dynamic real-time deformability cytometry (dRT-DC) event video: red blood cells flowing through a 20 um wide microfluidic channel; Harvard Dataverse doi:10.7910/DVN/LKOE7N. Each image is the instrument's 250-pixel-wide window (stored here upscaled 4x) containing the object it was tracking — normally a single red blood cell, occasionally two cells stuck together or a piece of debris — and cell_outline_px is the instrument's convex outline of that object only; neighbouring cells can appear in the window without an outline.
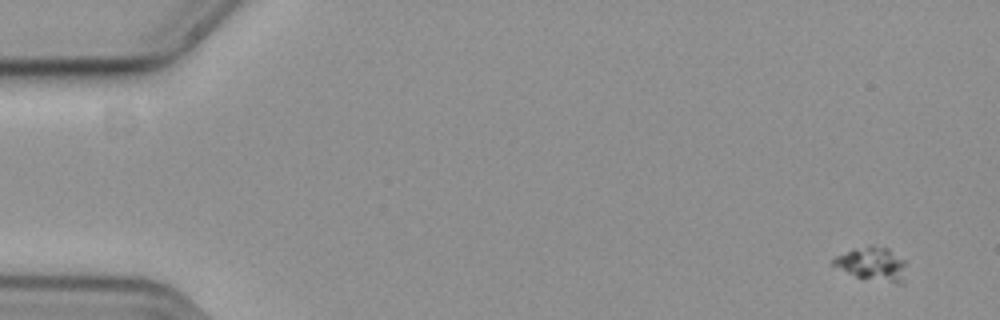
{"species": "common noctule bat (a hibernating species)", "species_latin": "Nyctalus noctula", "temperature_condition": "cold", "stored_images_in_passage": 56, "camera_frame_rate_fps": 3000, "um_per_image_px": 0.085, "animal": {"sex": "female", "body_mass_g": 19.3, "forearm_length_mm": 54.1}, "frame": {"image": 1, "passage_image": 1, "time_ms": 0.0, "image_size_px": [1000, 320], "cell_outline_px": [[904, 284], [896, 284], [856, 276], [832, 264], [832, 260], [836, 256], [852, 248], [872, 244], [888, 248], [904, 260]], "centroid_in_image_um": [74.16, 22.41], "position_along_channel_um": 10.8, "area_um2": 14.22}}
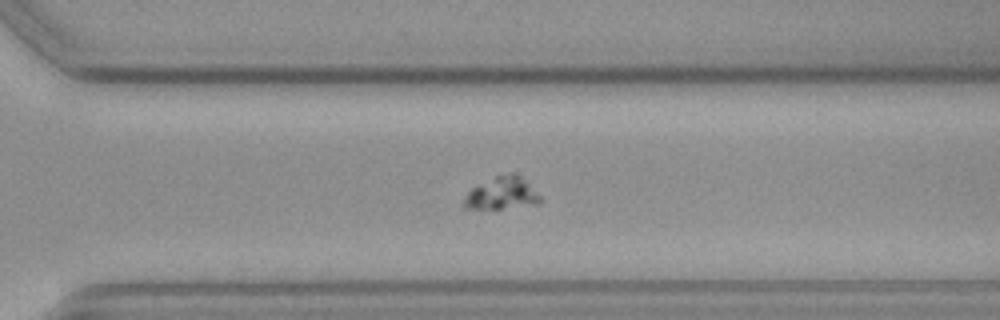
{"frame": {"image": 2, "passage_image": 39, "time_ms": 12.667, "image_size_px": [1000, 320], "cell_outline_px": [[540, 204], [500, 208], [464, 208], [464, 196], [472, 188], [496, 176], [512, 172], [516, 172], [540, 196]], "centroid_in_image_um": [42.66, 16.43], "position_along_channel_um": 327.9, "area_um2": 13.99}}
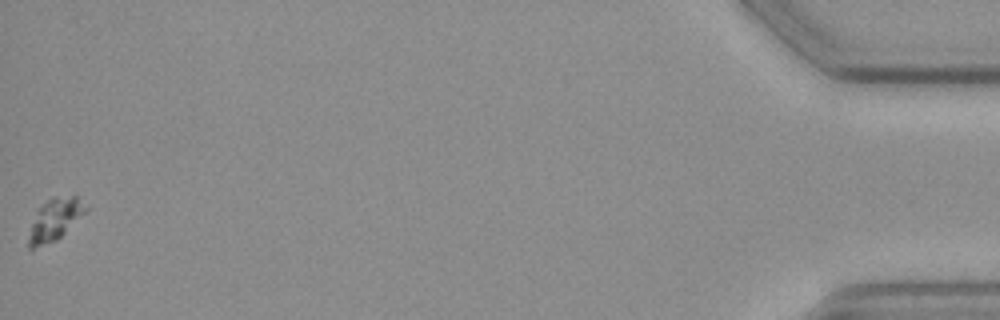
{"frame": {"image": 3, "passage_image": 56, "time_ms": 18.333, "image_size_px": [1000, 320], "cell_outline_px": [[88, 208], [56, 240], [32, 248], [28, 248], [28, 240], [32, 224], [36, 212], [52, 196], [76, 196]], "centroid_in_image_um": [4.65, 18.64], "position_along_channel_um": 430.6, "area_um2": 13.18}}